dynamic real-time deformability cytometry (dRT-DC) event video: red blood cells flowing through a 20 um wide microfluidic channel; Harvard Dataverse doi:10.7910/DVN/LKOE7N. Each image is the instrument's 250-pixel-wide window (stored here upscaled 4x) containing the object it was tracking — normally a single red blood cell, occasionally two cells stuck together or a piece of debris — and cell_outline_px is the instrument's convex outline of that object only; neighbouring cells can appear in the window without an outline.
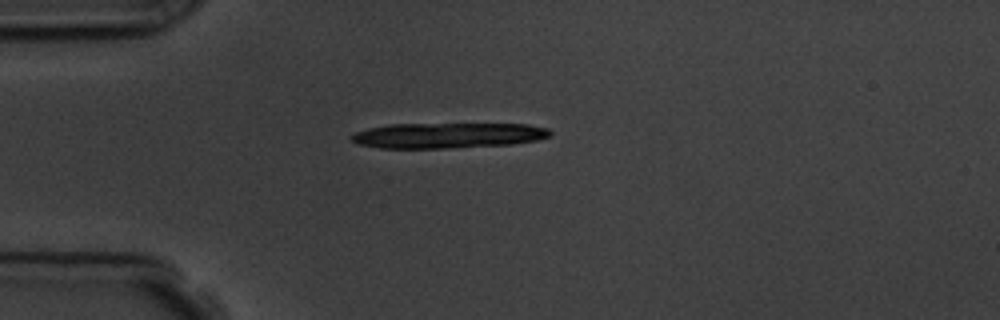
{"species": "common noctule bat (a hibernating species)", "species_latin": "Nyctalus noctula", "temperature_condition": "room temperature", "stored_images_in_passage": 12, "camera_frame_rate_fps": 3000, "um_per_image_px": 0.085, "animal": {"sex": "male", "body_mass_g": 19.5, "forearm_length_mm": 54.6}, "frame": {"image": 1, "passage_image": 1, "time_ms": 0.0, "image_size_px": [1000, 320], "cell_outline_px": [[552, 136], [536, 140], [512, 144], [444, 148], [380, 148], [360, 144], [352, 140], [352, 136], [356, 132], [368, 128], [388, 124], [528, 124], [548, 128], [552, 132]], "centroid_in_image_um": [38.11, 11.5], "position_along_channel_um": 46.9, "area_um2": 29.3}}
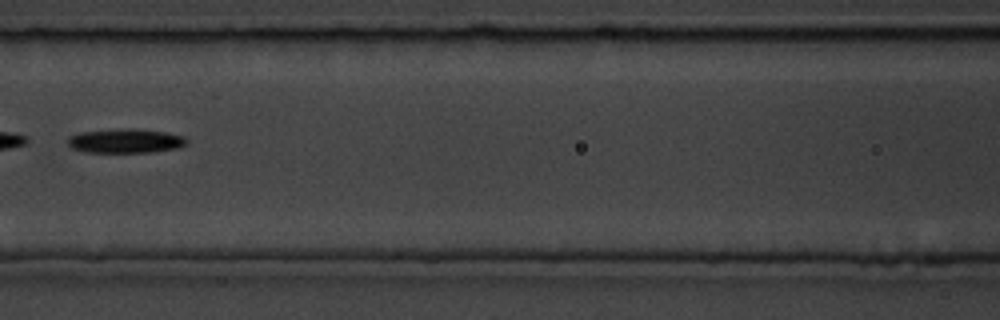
{"frame": {"image": 2, "passage_image": 4, "time_ms": 3.667, "image_size_px": [1000, 320], "cell_outline_px": [[188, 144], [180, 148], [152, 152], [88, 152], [72, 148], [68, 144], [68, 136], [80, 132], [124, 128], [132, 128], [164, 132], [184, 136], [188, 140]], "centroid_in_image_um": [10.7, 11.97], "position_along_channel_um": 155.9, "area_um2": 16.88}}
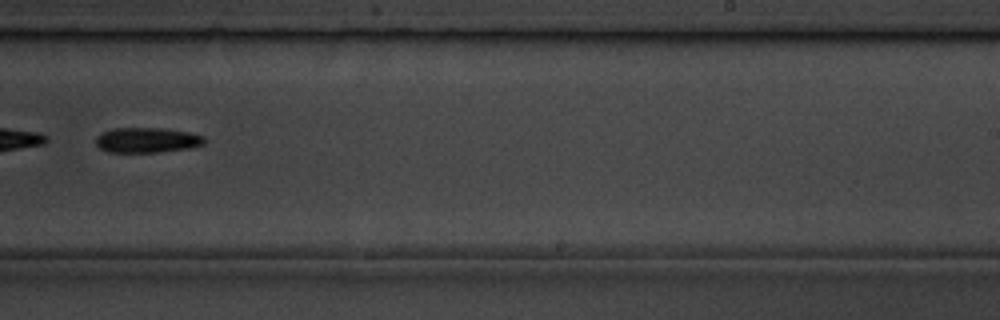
{"frame": {"image": 3, "passage_image": 7, "time_ms": 7.0, "image_size_px": [1000, 320], "cell_outline_px": [[204, 144], [192, 148], [156, 152], [108, 152], [100, 148], [96, 144], [96, 136], [100, 132], [112, 128], [160, 128], [188, 132], [204, 136]], "centroid_in_image_um": [12.47, 11.9], "position_along_channel_um": 276.5, "area_um2": 15.95}, "authors_computed_cell_mechanics": {"area_um2": 17.5134, "velocity_mm_per_s": 3.6341, "shape_relaxation_time_tau1_ms": 1.2587, "shape_relaxation_time_tau2_ms": null, "deformation_change_tau1": 0.0878, "deformation_change_tau2": null}}